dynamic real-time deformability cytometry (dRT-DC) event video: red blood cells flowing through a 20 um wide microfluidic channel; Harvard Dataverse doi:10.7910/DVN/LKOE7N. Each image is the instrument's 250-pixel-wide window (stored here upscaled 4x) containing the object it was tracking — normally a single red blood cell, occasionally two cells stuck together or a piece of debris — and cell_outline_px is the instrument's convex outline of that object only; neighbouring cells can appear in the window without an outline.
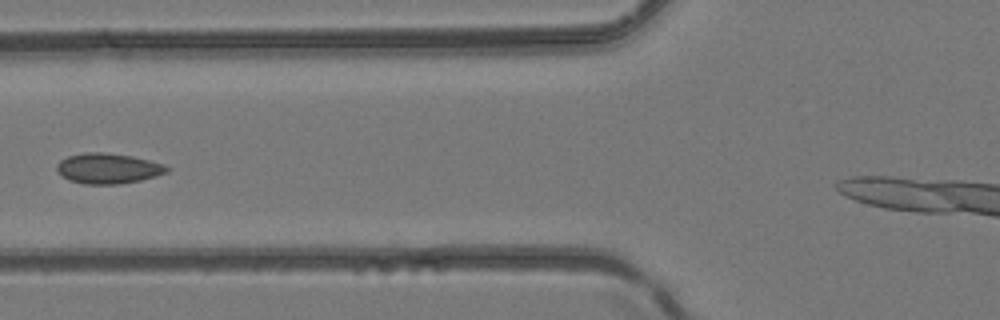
{"species": "common noctule bat (a hibernating species)", "species_latin": "Nyctalus noctula", "temperature_condition": "room temperature", "stored_images_in_passage": 4, "camera_frame_rate_fps": 3000, "um_per_image_px": 0.085, "animal": {"sex": "female", "body_mass_g": 24.6, "forearm_length_mm": 56.2}, "frame": {"image": 1, "passage_image": 4, "time_ms": 1.0, "image_size_px": [1000, 320], "cell_outline_px": [[172, 168], [168, 172], [156, 176], [140, 180], [116, 184], [84, 184], [68, 180], [56, 168], [56, 164], [60, 160], [68, 156], [84, 152], [104, 152], [132, 156], [164, 164]], "centroid_in_image_um": [9.2, 14.31], "position_along_channel_um": 116.6, "area_um2": 19.48}}